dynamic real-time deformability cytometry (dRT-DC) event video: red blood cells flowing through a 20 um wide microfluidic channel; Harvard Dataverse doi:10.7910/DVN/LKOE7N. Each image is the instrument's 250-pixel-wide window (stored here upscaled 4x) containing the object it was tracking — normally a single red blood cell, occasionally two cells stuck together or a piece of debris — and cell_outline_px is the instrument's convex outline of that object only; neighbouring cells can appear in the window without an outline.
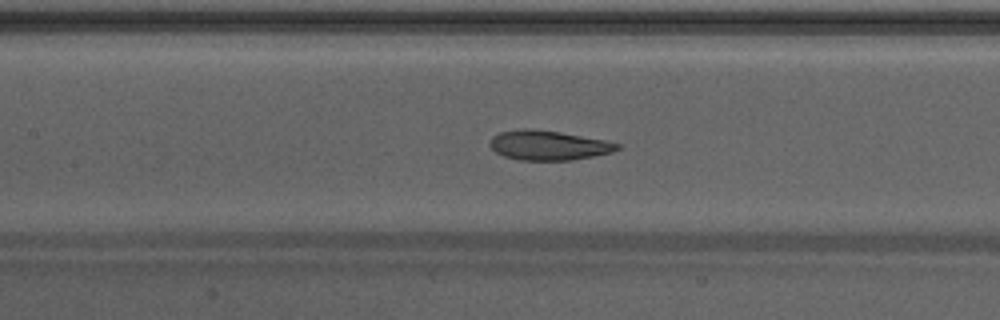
{"species": "Egyptian fruit bat (a non-hibernating species)", "species_latin": "Rousettus aegyptiacus", "temperature_condition": "warm", "stored_images_in_passage": 48, "camera_frame_rate_fps": 3000, "um_per_image_px": 0.085, "animal": {"sex": "male"}, "frame": {"image": 1, "passage_image": 22, "time_ms": 7.0, "image_size_px": [1000, 320], "cell_outline_px": [[624, 144], [620, 148], [612, 152], [572, 160], [520, 160], [504, 156], [496, 152], [492, 148], [492, 136], [500, 132], [524, 128], [532, 128], [560, 132], [604, 140]], "centroid_in_image_um": [46.65, 12.34], "position_along_channel_um": 160.7, "area_um2": 21.85}}
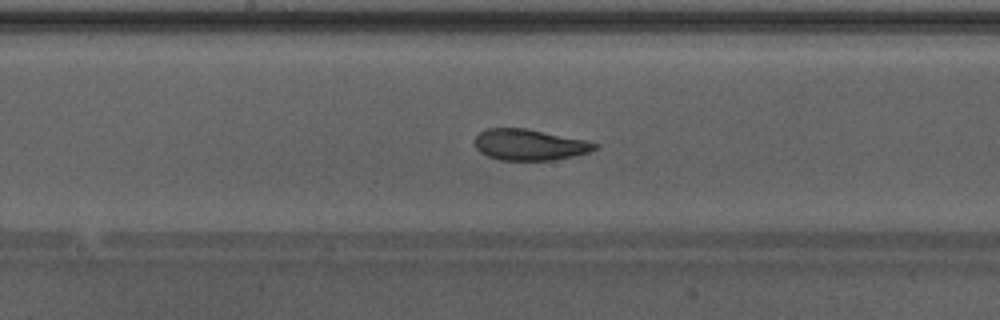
{"frame": {"image": 2, "passage_image": 25, "time_ms": 8.0, "image_size_px": [1000, 320], "cell_outline_px": [[600, 144], [596, 148], [588, 152], [572, 156], [552, 160], [500, 160], [488, 156], [480, 152], [476, 148], [476, 136], [480, 132], [488, 128], [524, 128], [584, 140]], "centroid_in_image_um": [44.98, 12.3], "position_along_channel_um": 203.2, "area_um2": 21.39}}
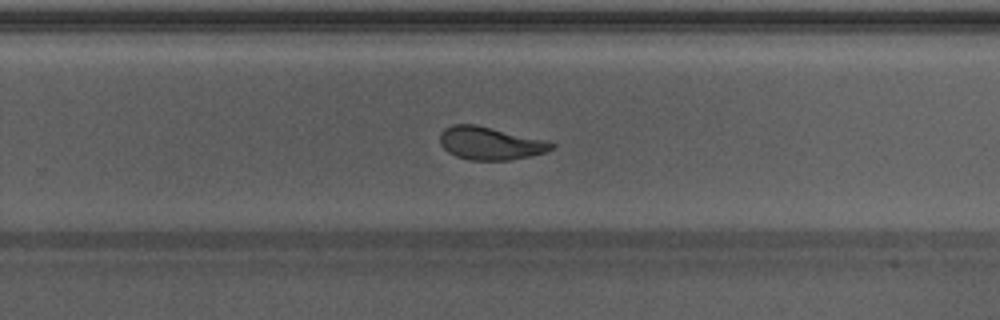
{"frame": {"image": 3, "passage_image": 31, "time_ms": 10.0, "image_size_px": [1000, 320], "cell_outline_px": [[556, 148], [544, 152], [528, 156], [508, 160], [468, 160], [456, 156], [448, 152], [440, 144], [440, 132], [444, 128], [452, 124], [476, 124], [548, 140], [556, 144]], "centroid_in_image_um": [41.67, 12.16], "position_along_channel_um": 288.1, "area_um2": 21.62}, "authors_computed_cell_mechanics": {"area_um2": 23.409, "velocity_mm_per_s": 4.2646, "shape_relaxation_time_tau1_ms": 7.3139, "shape_relaxation_time_tau2_ms": 1.4021, "deformation_change_tau1": 0.1983, "deformation_change_tau2": 0.087}}